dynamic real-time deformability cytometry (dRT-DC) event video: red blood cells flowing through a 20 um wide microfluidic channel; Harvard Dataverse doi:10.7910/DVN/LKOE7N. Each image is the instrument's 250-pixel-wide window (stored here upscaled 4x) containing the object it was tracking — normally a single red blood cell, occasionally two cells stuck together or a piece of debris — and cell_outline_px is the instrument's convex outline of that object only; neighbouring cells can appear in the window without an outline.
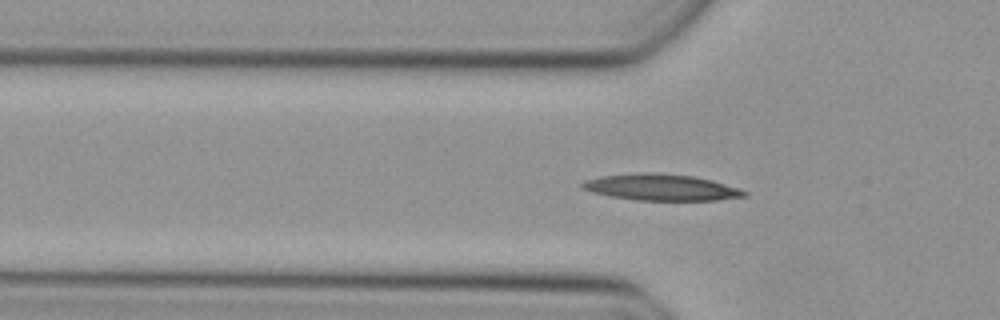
{"species": "Egyptian fruit bat (a non-hibernating species)", "species_latin": "Rousettus aegyptiacus", "temperature_condition": "cold", "stored_images_in_passage": 30, "camera_frame_rate_fps": 3000, "um_per_image_px": 0.085, "animal": {"sex": "female"}, "frame": {"image": 1, "passage_image": 3, "time_ms": 0.667, "image_size_px": [1000, 320], "cell_outline_px": [[748, 196], [716, 200], [636, 200], [612, 196], [592, 192], [580, 188], [580, 184], [584, 180], [600, 176], [644, 172], [652, 172], [692, 176], [712, 180], [740, 188], [748, 192]], "centroid_in_image_um": [56.2, 15.92], "position_along_channel_um": 69.6, "area_um2": 24.91}}
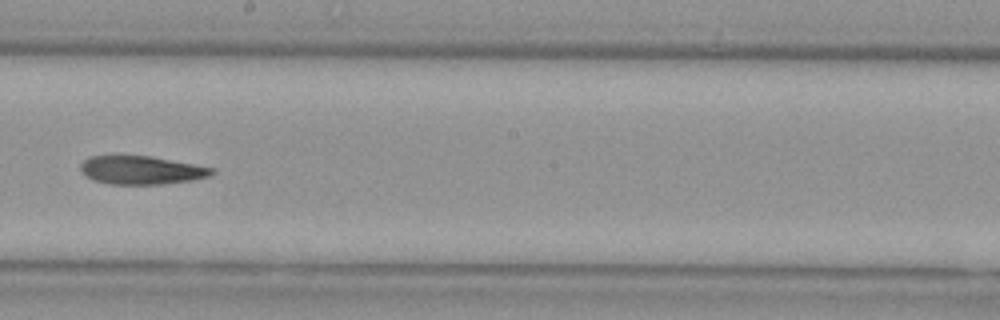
{"frame": {"image": 2, "passage_image": 15, "time_ms": 4.667, "image_size_px": [1000, 320], "cell_outline_px": [[216, 172], [212, 176], [192, 180], [164, 184], [108, 184], [92, 180], [84, 176], [80, 172], [80, 164], [88, 156], [112, 152], [116, 152], [152, 156], [216, 168]], "centroid_in_image_um": [11.94, 14.41], "position_along_channel_um": 236.3, "area_um2": 23.06}}
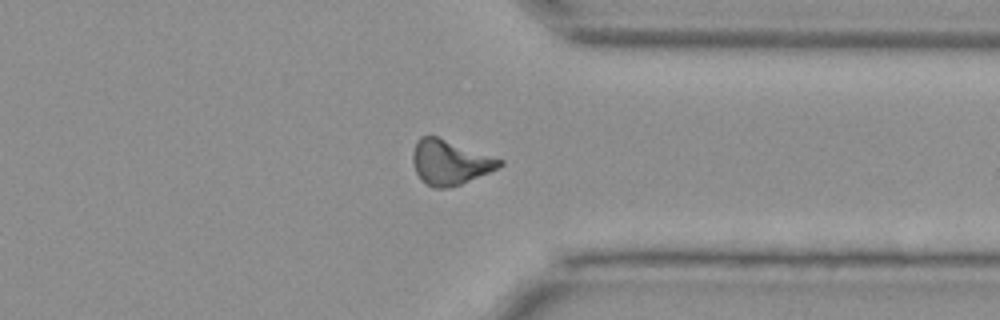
{"frame": {"image": 3, "passage_image": 25, "time_ms": 8.0, "image_size_px": [1000, 320], "cell_outline_px": [[504, 164], [488, 172], [460, 184], [444, 188], [432, 188], [420, 180], [416, 172], [412, 160], [412, 152], [416, 140], [420, 136], [436, 136], [504, 160]], "centroid_in_image_um": [38.19, 13.79], "position_along_channel_um": 373.2, "area_um2": 22.43}}